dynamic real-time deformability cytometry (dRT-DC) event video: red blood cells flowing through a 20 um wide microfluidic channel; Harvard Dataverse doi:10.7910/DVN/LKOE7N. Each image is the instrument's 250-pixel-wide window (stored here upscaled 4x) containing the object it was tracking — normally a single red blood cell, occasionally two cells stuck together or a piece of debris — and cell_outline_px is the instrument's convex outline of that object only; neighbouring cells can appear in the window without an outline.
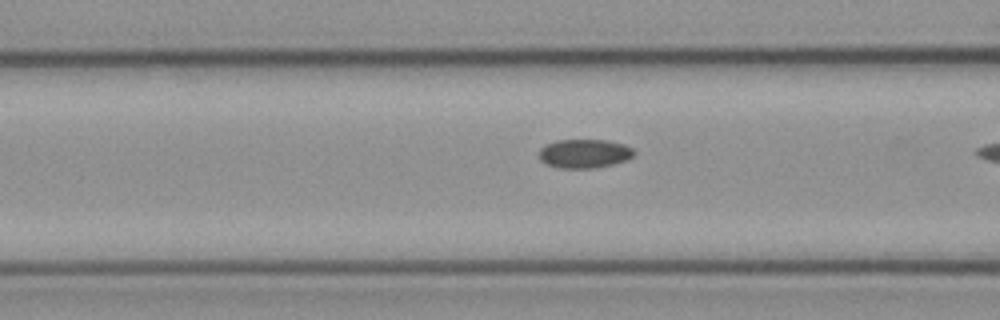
{"species": "common noctule bat (a hibernating species)", "species_latin": "Nyctalus noctula", "temperature_condition": "cold", "stored_images_in_passage": 5, "camera_frame_rate_fps": 3000, "um_per_image_px": 0.085, "animal": {"sex": "female", "body_mass_g": 21.9}, "frame": {"image": 1, "passage_image": 4, "time_ms": 1.0, "image_size_px": [1000, 320], "cell_outline_px": [[636, 152], [628, 160], [596, 168], [556, 168], [544, 164], [540, 160], [540, 148], [544, 144], [556, 140], [608, 140], [624, 144], [632, 148]], "centroid_in_image_um": [49.65, 13.06], "position_along_channel_um": 116.9, "area_um2": 16.24}}